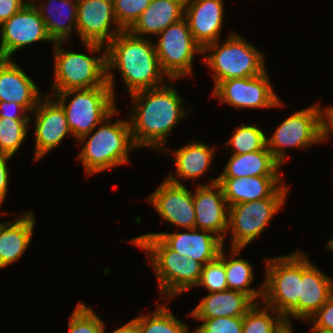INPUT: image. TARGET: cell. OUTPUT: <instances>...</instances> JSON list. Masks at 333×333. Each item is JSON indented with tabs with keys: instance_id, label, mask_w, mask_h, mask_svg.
<instances>
[{
	"instance_id": "cell-1",
	"label": "cell",
	"mask_w": 333,
	"mask_h": 333,
	"mask_svg": "<svg viewBox=\"0 0 333 333\" xmlns=\"http://www.w3.org/2000/svg\"><path fill=\"white\" fill-rule=\"evenodd\" d=\"M130 97L133 105L128 117L135 146L164 150L170 131L187 115L182 97L167 83Z\"/></svg>"
},
{
	"instance_id": "cell-2",
	"label": "cell",
	"mask_w": 333,
	"mask_h": 333,
	"mask_svg": "<svg viewBox=\"0 0 333 333\" xmlns=\"http://www.w3.org/2000/svg\"><path fill=\"white\" fill-rule=\"evenodd\" d=\"M107 83L115 98L112 68L117 67L129 94L164 85L155 44L123 30L106 44Z\"/></svg>"
},
{
	"instance_id": "cell-3",
	"label": "cell",
	"mask_w": 333,
	"mask_h": 333,
	"mask_svg": "<svg viewBox=\"0 0 333 333\" xmlns=\"http://www.w3.org/2000/svg\"><path fill=\"white\" fill-rule=\"evenodd\" d=\"M131 244L143 249L158 278L161 296L173 299L192 287H197L203 265L170 249L158 236H138Z\"/></svg>"
},
{
	"instance_id": "cell-4",
	"label": "cell",
	"mask_w": 333,
	"mask_h": 333,
	"mask_svg": "<svg viewBox=\"0 0 333 333\" xmlns=\"http://www.w3.org/2000/svg\"><path fill=\"white\" fill-rule=\"evenodd\" d=\"M118 113L116 109L102 122V125L99 124V128L94 133L91 131L78 140L81 144L86 140L77 159H80L88 175L106 171L117 165H127L128 152L137 148L132 139L129 120H119L113 124L110 121L107 122Z\"/></svg>"
},
{
	"instance_id": "cell-5",
	"label": "cell",
	"mask_w": 333,
	"mask_h": 333,
	"mask_svg": "<svg viewBox=\"0 0 333 333\" xmlns=\"http://www.w3.org/2000/svg\"><path fill=\"white\" fill-rule=\"evenodd\" d=\"M265 260L261 301L278 312L290 326V318L299 319L301 252Z\"/></svg>"
},
{
	"instance_id": "cell-6",
	"label": "cell",
	"mask_w": 333,
	"mask_h": 333,
	"mask_svg": "<svg viewBox=\"0 0 333 333\" xmlns=\"http://www.w3.org/2000/svg\"><path fill=\"white\" fill-rule=\"evenodd\" d=\"M205 52L209 55L203 61L214 73V88L224 80L254 77L266 71L262 52L234 32L224 44L216 41L206 45Z\"/></svg>"
},
{
	"instance_id": "cell-7",
	"label": "cell",
	"mask_w": 333,
	"mask_h": 333,
	"mask_svg": "<svg viewBox=\"0 0 333 333\" xmlns=\"http://www.w3.org/2000/svg\"><path fill=\"white\" fill-rule=\"evenodd\" d=\"M72 94L74 97L66 103L67 98ZM53 95L64 109L68 127L77 140L94 131L95 127L116 110L115 98L110 86L65 90L55 92Z\"/></svg>"
},
{
	"instance_id": "cell-8",
	"label": "cell",
	"mask_w": 333,
	"mask_h": 333,
	"mask_svg": "<svg viewBox=\"0 0 333 333\" xmlns=\"http://www.w3.org/2000/svg\"><path fill=\"white\" fill-rule=\"evenodd\" d=\"M320 104L297 111L286 118L274 131L267 147L273 157L282 165L287 159L288 147L307 148L316 142L329 139L326 129V110Z\"/></svg>"
},
{
	"instance_id": "cell-9",
	"label": "cell",
	"mask_w": 333,
	"mask_h": 333,
	"mask_svg": "<svg viewBox=\"0 0 333 333\" xmlns=\"http://www.w3.org/2000/svg\"><path fill=\"white\" fill-rule=\"evenodd\" d=\"M54 43V84L52 90L90 89L97 86H109L107 83L106 47L99 57L83 53L66 51Z\"/></svg>"
},
{
	"instance_id": "cell-10",
	"label": "cell",
	"mask_w": 333,
	"mask_h": 333,
	"mask_svg": "<svg viewBox=\"0 0 333 333\" xmlns=\"http://www.w3.org/2000/svg\"><path fill=\"white\" fill-rule=\"evenodd\" d=\"M289 186L283 185L271 198L229 206L228 230L231 247L244 248L259 237L273 216L285 204Z\"/></svg>"
},
{
	"instance_id": "cell-11",
	"label": "cell",
	"mask_w": 333,
	"mask_h": 333,
	"mask_svg": "<svg viewBox=\"0 0 333 333\" xmlns=\"http://www.w3.org/2000/svg\"><path fill=\"white\" fill-rule=\"evenodd\" d=\"M155 49L161 70L170 80L192 74L194 54L203 53V48L194 40L187 20L171 24L158 34Z\"/></svg>"
},
{
	"instance_id": "cell-12",
	"label": "cell",
	"mask_w": 333,
	"mask_h": 333,
	"mask_svg": "<svg viewBox=\"0 0 333 333\" xmlns=\"http://www.w3.org/2000/svg\"><path fill=\"white\" fill-rule=\"evenodd\" d=\"M113 23L114 28L110 27ZM122 31L116 21L113 0H77L75 32L90 53L101 52L103 44Z\"/></svg>"
},
{
	"instance_id": "cell-13",
	"label": "cell",
	"mask_w": 333,
	"mask_h": 333,
	"mask_svg": "<svg viewBox=\"0 0 333 333\" xmlns=\"http://www.w3.org/2000/svg\"><path fill=\"white\" fill-rule=\"evenodd\" d=\"M271 86L265 71L254 77L224 80L214 88L212 94L220 99V104L227 103L242 109H268L282 105V101Z\"/></svg>"
},
{
	"instance_id": "cell-14",
	"label": "cell",
	"mask_w": 333,
	"mask_h": 333,
	"mask_svg": "<svg viewBox=\"0 0 333 333\" xmlns=\"http://www.w3.org/2000/svg\"><path fill=\"white\" fill-rule=\"evenodd\" d=\"M27 1L21 10L0 25V58L11 59L14 52L35 42L45 40L54 44L38 9L32 0Z\"/></svg>"
},
{
	"instance_id": "cell-15",
	"label": "cell",
	"mask_w": 333,
	"mask_h": 333,
	"mask_svg": "<svg viewBox=\"0 0 333 333\" xmlns=\"http://www.w3.org/2000/svg\"><path fill=\"white\" fill-rule=\"evenodd\" d=\"M208 181L211 185L198 184L193 194L195 228L210 231L225 241L229 206L221 186L217 183L218 177L216 179L210 177Z\"/></svg>"
},
{
	"instance_id": "cell-16",
	"label": "cell",
	"mask_w": 333,
	"mask_h": 333,
	"mask_svg": "<svg viewBox=\"0 0 333 333\" xmlns=\"http://www.w3.org/2000/svg\"><path fill=\"white\" fill-rule=\"evenodd\" d=\"M147 199L156 212L170 224L186 230L195 228L193 193L183 184L165 179Z\"/></svg>"
},
{
	"instance_id": "cell-17",
	"label": "cell",
	"mask_w": 333,
	"mask_h": 333,
	"mask_svg": "<svg viewBox=\"0 0 333 333\" xmlns=\"http://www.w3.org/2000/svg\"><path fill=\"white\" fill-rule=\"evenodd\" d=\"M46 95L40 99L35 113V160H40L62 142L67 134H71L64 109L55 99ZM36 110V111H35Z\"/></svg>"
},
{
	"instance_id": "cell-18",
	"label": "cell",
	"mask_w": 333,
	"mask_h": 333,
	"mask_svg": "<svg viewBox=\"0 0 333 333\" xmlns=\"http://www.w3.org/2000/svg\"><path fill=\"white\" fill-rule=\"evenodd\" d=\"M185 233H147L140 236H158L170 249L186 258H192L203 266L215 260L224 241L207 230L187 229ZM201 231V232H200Z\"/></svg>"
},
{
	"instance_id": "cell-19",
	"label": "cell",
	"mask_w": 333,
	"mask_h": 333,
	"mask_svg": "<svg viewBox=\"0 0 333 333\" xmlns=\"http://www.w3.org/2000/svg\"><path fill=\"white\" fill-rule=\"evenodd\" d=\"M223 0H185L184 18L194 40L204 48L219 40L223 27Z\"/></svg>"
},
{
	"instance_id": "cell-20",
	"label": "cell",
	"mask_w": 333,
	"mask_h": 333,
	"mask_svg": "<svg viewBox=\"0 0 333 333\" xmlns=\"http://www.w3.org/2000/svg\"><path fill=\"white\" fill-rule=\"evenodd\" d=\"M301 253L299 319L309 321L333 295V281Z\"/></svg>"
},
{
	"instance_id": "cell-21",
	"label": "cell",
	"mask_w": 333,
	"mask_h": 333,
	"mask_svg": "<svg viewBox=\"0 0 333 333\" xmlns=\"http://www.w3.org/2000/svg\"><path fill=\"white\" fill-rule=\"evenodd\" d=\"M37 85L15 61L0 58V101L14 102L33 113L42 97Z\"/></svg>"
},
{
	"instance_id": "cell-22",
	"label": "cell",
	"mask_w": 333,
	"mask_h": 333,
	"mask_svg": "<svg viewBox=\"0 0 333 333\" xmlns=\"http://www.w3.org/2000/svg\"><path fill=\"white\" fill-rule=\"evenodd\" d=\"M281 176L218 177L228 206L271 198L284 184Z\"/></svg>"
},
{
	"instance_id": "cell-23",
	"label": "cell",
	"mask_w": 333,
	"mask_h": 333,
	"mask_svg": "<svg viewBox=\"0 0 333 333\" xmlns=\"http://www.w3.org/2000/svg\"><path fill=\"white\" fill-rule=\"evenodd\" d=\"M35 218L32 211L17 220L0 223V268L17 261L31 243Z\"/></svg>"
},
{
	"instance_id": "cell-24",
	"label": "cell",
	"mask_w": 333,
	"mask_h": 333,
	"mask_svg": "<svg viewBox=\"0 0 333 333\" xmlns=\"http://www.w3.org/2000/svg\"><path fill=\"white\" fill-rule=\"evenodd\" d=\"M185 0H151L128 31L138 37L160 34L184 17ZM142 35V36H141Z\"/></svg>"
},
{
	"instance_id": "cell-25",
	"label": "cell",
	"mask_w": 333,
	"mask_h": 333,
	"mask_svg": "<svg viewBox=\"0 0 333 333\" xmlns=\"http://www.w3.org/2000/svg\"><path fill=\"white\" fill-rule=\"evenodd\" d=\"M245 293L236 290L212 292L189 314L195 318L240 317L254 305Z\"/></svg>"
},
{
	"instance_id": "cell-26",
	"label": "cell",
	"mask_w": 333,
	"mask_h": 333,
	"mask_svg": "<svg viewBox=\"0 0 333 333\" xmlns=\"http://www.w3.org/2000/svg\"><path fill=\"white\" fill-rule=\"evenodd\" d=\"M214 151L215 147L196 141L180 147L173 152L176 175L169 174L166 179L176 184H182L176 176L195 181L210 169Z\"/></svg>"
},
{
	"instance_id": "cell-27",
	"label": "cell",
	"mask_w": 333,
	"mask_h": 333,
	"mask_svg": "<svg viewBox=\"0 0 333 333\" xmlns=\"http://www.w3.org/2000/svg\"><path fill=\"white\" fill-rule=\"evenodd\" d=\"M41 5L32 3L38 9L45 22L48 35L54 43L68 41L72 30H76L77 22V0H46ZM56 1V2H55ZM56 3L60 5L57 6ZM52 5V6H51ZM68 10V11H67ZM74 28V29H73Z\"/></svg>"
},
{
	"instance_id": "cell-28",
	"label": "cell",
	"mask_w": 333,
	"mask_h": 333,
	"mask_svg": "<svg viewBox=\"0 0 333 333\" xmlns=\"http://www.w3.org/2000/svg\"><path fill=\"white\" fill-rule=\"evenodd\" d=\"M282 166L268 147L249 153L231 154L223 172L218 177L281 176Z\"/></svg>"
},
{
	"instance_id": "cell-29",
	"label": "cell",
	"mask_w": 333,
	"mask_h": 333,
	"mask_svg": "<svg viewBox=\"0 0 333 333\" xmlns=\"http://www.w3.org/2000/svg\"><path fill=\"white\" fill-rule=\"evenodd\" d=\"M243 248L231 247L230 254L232 258L228 259L224 253L223 247V263L225 265L226 281L229 290H236L248 295L255 303H259L263 299V284L260 290L250 288V284L254 279L252 265L244 258H235L240 255ZM260 297V299H258ZM258 299V301L256 300Z\"/></svg>"
},
{
	"instance_id": "cell-30",
	"label": "cell",
	"mask_w": 333,
	"mask_h": 333,
	"mask_svg": "<svg viewBox=\"0 0 333 333\" xmlns=\"http://www.w3.org/2000/svg\"><path fill=\"white\" fill-rule=\"evenodd\" d=\"M156 305L153 314L133 319L137 323L139 333H188L187 325L176 318L167 305Z\"/></svg>"
},
{
	"instance_id": "cell-31",
	"label": "cell",
	"mask_w": 333,
	"mask_h": 333,
	"mask_svg": "<svg viewBox=\"0 0 333 333\" xmlns=\"http://www.w3.org/2000/svg\"><path fill=\"white\" fill-rule=\"evenodd\" d=\"M258 305L254 303L243 316L242 333H282L288 327L278 312L267 305L259 310ZM271 312L275 317L269 314Z\"/></svg>"
},
{
	"instance_id": "cell-32",
	"label": "cell",
	"mask_w": 333,
	"mask_h": 333,
	"mask_svg": "<svg viewBox=\"0 0 333 333\" xmlns=\"http://www.w3.org/2000/svg\"><path fill=\"white\" fill-rule=\"evenodd\" d=\"M30 119L0 118V153L13 157L27 137Z\"/></svg>"
},
{
	"instance_id": "cell-33",
	"label": "cell",
	"mask_w": 333,
	"mask_h": 333,
	"mask_svg": "<svg viewBox=\"0 0 333 333\" xmlns=\"http://www.w3.org/2000/svg\"><path fill=\"white\" fill-rule=\"evenodd\" d=\"M232 133L231 139L226 144L231 145L234 149L232 151L233 155L262 150L267 147V137L258 127L241 124Z\"/></svg>"
},
{
	"instance_id": "cell-34",
	"label": "cell",
	"mask_w": 333,
	"mask_h": 333,
	"mask_svg": "<svg viewBox=\"0 0 333 333\" xmlns=\"http://www.w3.org/2000/svg\"><path fill=\"white\" fill-rule=\"evenodd\" d=\"M68 324V333H102L104 322L84 303L78 302Z\"/></svg>"
},
{
	"instance_id": "cell-35",
	"label": "cell",
	"mask_w": 333,
	"mask_h": 333,
	"mask_svg": "<svg viewBox=\"0 0 333 333\" xmlns=\"http://www.w3.org/2000/svg\"><path fill=\"white\" fill-rule=\"evenodd\" d=\"M204 286L210 293L228 290L223 248L219 256L202 267L201 278L197 286Z\"/></svg>"
},
{
	"instance_id": "cell-36",
	"label": "cell",
	"mask_w": 333,
	"mask_h": 333,
	"mask_svg": "<svg viewBox=\"0 0 333 333\" xmlns=\"http://www.w3.org/2000/svg\"><path fill=\"white\" fill-rule=\"evenodd\" d=\"M118 25L128 30L149 6L151 0H113Z\"/></svg>"
},
{
	"instance_id": "cell-37",
	"label": "cell",
	"mask_w": 333,
	"mask_h": 333,
	"mask_svg": "<svg viewBox=\"0 0 333 333\" xmlns=\"http://www.w3.org/2000/svg\"><path fill=\"white\" fill-rule=\"evenodd\" d=\"M202 321L194 333H242L243 316L196 318Z\"/></svg>"
},
{
	"instance_id": "cell-38",
	"label": "cell",
	"mask_w": 333,
	"mask_h": 333,
	"mask_svg": "<svg viewBox=\"0 0 333 333\" xmlns=\"http://www.w3.org/2000/svg\"><path fill=\"white\" fill-rule=\"evenodd\" d=\"M309 320L316 331L333 333V295Z\"/></svg>"
},
{
	"instance_id": "cell-39",
	"label": "cell",
	"mask_w": 333,
	"mask_h": 333,
	"mask_svg": "<svg viewBox=\"0 0 333 333\" xmlns=\"http://www.w3.org/2000/svg\"><path fill=\"white\" fill-rule=\"evenodd\" d=\"M24 112L27 113V111L19 104L0 101V118L30 119V116Z\"/></svg>"
},
{
	"instance_id": "cell-40",
	"label": "cell",
	"mask_w": 333,
	"mask_h": 333,
	"mask_svg": "<svg viewBox=\"0 0 333 333\" xmlns=\"http://www.w3.org/2000/svg\"><path fill=\"white\" fill-rule=\"evenodd\" d=\"M27 3L23 0H0V25L21 10Z\"/></svg>"
},
{
	"instance_id": "cell-41",
	"label": "cell",
	"mask_w": 333,
	"mask_h": 333,
	"mask_svg": "<svg viewBox=\"0 0 333 333\" xmlns=\"http://www.w3.org/2000/svg\"><path fill=\"white\" fill-rule=\"evenodd\" d=\"M12 158L9 155L0 153V204L4 202L8 189L9 173L7 169V161Z\"/></svg>"
},
{
	"instance_id": "cell-42",
	"label": "cell",
	"mask_w": 333,
	"mask_h": 333,
	"mask_svg": "<svg viewBox=\"0 0 333 333\" xmlns=\"http://www.w3.org/2000/svg\"><path fill=\"white\" fill-rule=\"evenodd\" d=\"M105 333V327H103V332ZM113 333H139V328L134 320L129 321L125 325L117 328Z\"/></svg>"
},
{
	"instance_id": "cell-43",
	"label": "cell",
	"mask_w": 333,
	"mask_h": 333,
	"mask_svg": "<svg viewBox=\"0 0 333 333\" xmlns=\"http://www.w3.org/2000/svg\"><path fill=\"white\" fill-rule=\"evenodd\" d=\"M326 129L327 136H330L331 132H333V106L326 108Z\"/></svg>"
},
{
	"instance_id": "cell-44",
	"label": "cell",
	"mask_w": 333,
	"mask_h": 333,
	"mask_svg": "<svg viewBox=\"0 0 333 333\" xmlns=\"http://www.w3.org/2000/svg\"><path fill=\"white\" fill-rule=\"evenodd\" d=\"M326 249L333 250V238L328 240Z\"/></svg>"
},
{
	"instance_id": "cell-45",
	"label": "cell",
	"mask_w": 333,
	"mask_h": 333,
	"mask_svg": "<svg viewBox=\"0 0 333 333\" xmlns=\"http://www.w3.org/2000/svg\"><path fill=\"white\" fill-rule=\"evenodd\" d=\"M292 324H290V326H288L282 333H293V328Z\"/></svg>"
},
{
	"instance_id": "cell-46",
	"label": "cell",
	"mask_w": 333,
	"mask_h": 333,
	"mask_svg": "<svg viewBox=\"0 0 333 333\" xmlns=\"http://www.w3.org/2000/svg\"><path fill=\"white\" fill-rule=\"evenodd\" d=\"M312 330V333H323V332H319V331H316L315 329H311Z\"/></svg>"
}]
</instances>
